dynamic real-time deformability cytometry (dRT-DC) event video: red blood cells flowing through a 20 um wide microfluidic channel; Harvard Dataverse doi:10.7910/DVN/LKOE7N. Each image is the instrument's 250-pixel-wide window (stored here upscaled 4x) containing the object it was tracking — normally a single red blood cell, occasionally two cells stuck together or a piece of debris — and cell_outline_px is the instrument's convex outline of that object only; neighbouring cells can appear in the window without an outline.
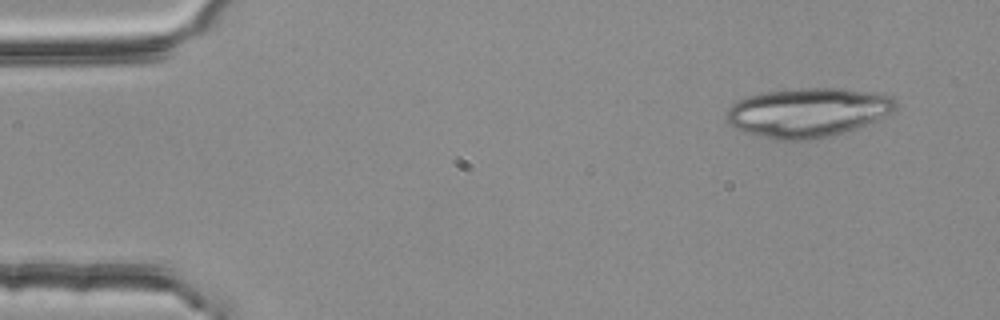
{"species": "common noctule bat (a hibernating species)", "species_latin": "Nyctalus noctula", "temperature_condition": "room temperature", "stored_images_in_passage": 3, "camera_frame_rate_fps": 3000, "um_per_image_px": 0.085, "animal": {"sex": "female", "body_mass_g": 25.1}, "frame": {"image": 1, "passage_image": 1, "time_ms": 0.0, "image_size_px": [1000, 320], "cell_outline_px": [[896, 108], [892, 112], [856, 128], [828, 136], [804, 140], [776, 140], [748, 132], [736, 128], [724, 120], [724, 112], [732, 104], [748, 96], [764, 92], [800, 88], [840, 88], [876, 92], [892, 96], [896, 100]], "centroid_in_image_um": [68.64, 9.54], "position_along_channel_um": 16.4, "area_um2": 48.26}}